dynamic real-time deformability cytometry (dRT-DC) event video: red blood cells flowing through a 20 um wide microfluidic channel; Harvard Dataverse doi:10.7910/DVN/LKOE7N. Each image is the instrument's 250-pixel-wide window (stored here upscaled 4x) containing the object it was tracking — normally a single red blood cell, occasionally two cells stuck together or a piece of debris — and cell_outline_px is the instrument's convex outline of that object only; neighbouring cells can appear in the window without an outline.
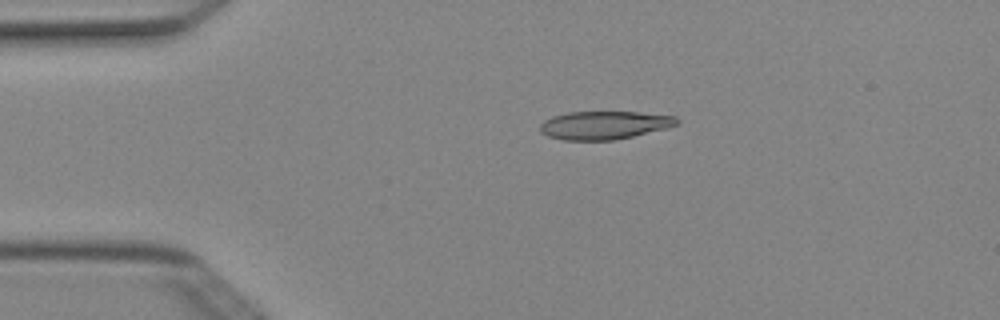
{"species": "Egyptian fruit bat (a non-hibernating species)", "species_latin": "Rousettus aegyptiacus", "temperature_condition": "cold", "stored_images_in_passage": 3, "camera_frame_rate_fps": 3000, "um_per_image_px": 0.085, "animal": {"sex": "female"}, "frame": {"image": 1, "passage_image": 2, "time_ms": 0.333, "image_size_px": [1000, 320], "cell_outline_px": [[680, 120], [676, 124], [668, 128], [616, 140], [564, 140], [548, 136], [540, 132], [540, 124], [544, 120], [552, 116], [568, 112], [636, 112], [676, 116]], "centroid_in_image_um": [51.36, 10.64], "position_along_channel_um": 33.6, "area_um2": 22.54}}